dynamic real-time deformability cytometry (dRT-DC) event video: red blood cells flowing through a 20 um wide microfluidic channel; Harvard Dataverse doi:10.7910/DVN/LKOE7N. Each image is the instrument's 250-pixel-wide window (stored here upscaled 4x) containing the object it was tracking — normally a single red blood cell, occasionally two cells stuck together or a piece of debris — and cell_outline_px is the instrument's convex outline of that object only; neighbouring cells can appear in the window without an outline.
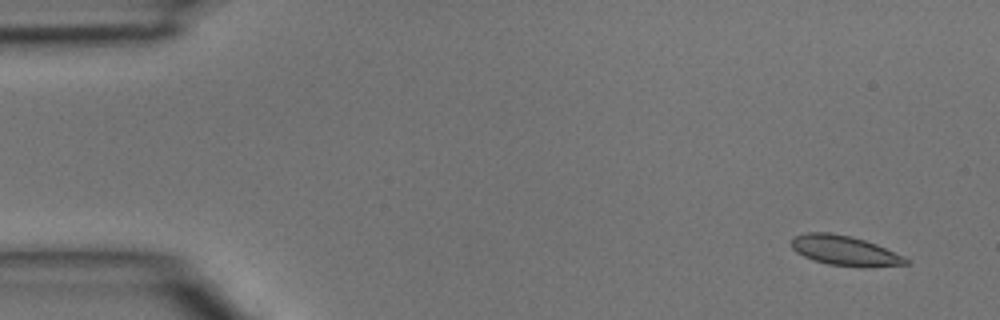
{"species": "common noctule bat (a hibernating species)", "species_latin": "Nyctalus noctula", "temperature_condition": "room temperature", "stored_images_in_passage": 43, "camera_frame_rate_fps": 3000, "um_per_image_px": 0.085, "animal": {"sex": "male", "body_mass_g": 15.6}, "frame": {"image": 1, "passage_image": 1, "time_ms": 0.0, "image_size_px": [1000, 320], "cell_outline_px": [[912, 264], [864, 268], [860, 268], [828, 264], [804, 256], [796, 252], [792, 248], [792, 236], [804, 232], [828, 232], [852, 236], [876, 244], [904, 256]], "centroid_in_image_um": [71.83, 21.31], "position_along_channel_um": 13.2, "area_um2": 20.17}}
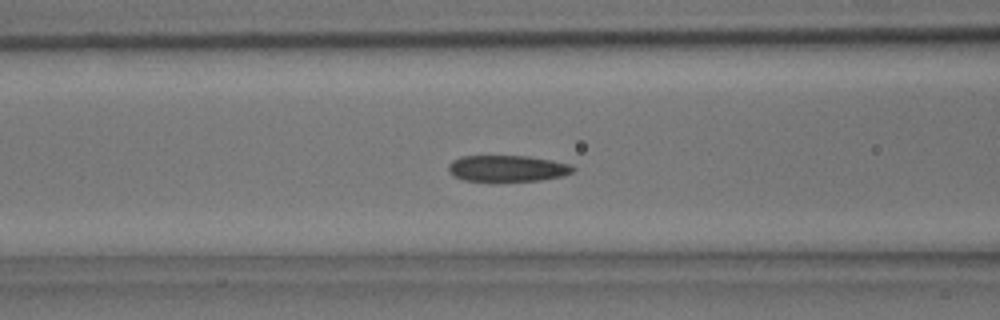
{"frame": {"image": 2, "passage_image": 16, "time_ms": 5.0, "image_size_px": [1000, 320], "cell_outline_px": [[576, 168], [572, 172], [564, 176], [540, 180], [464, 180], [452, 176], [448, 172], [448, 164], [452, 160], [460, 156], [528, 156], [552, 160], [572, 164]], "centroid_in_image_um": [43.13, 14.3], "position_along_channel_um": 123.5, "area_um2": 19.07}}
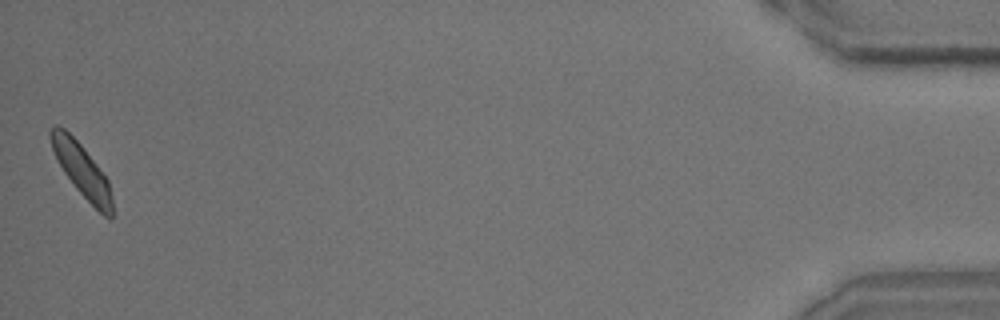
{"frame": {"image": 3, "passage_image": 43, "time_ms": 14.0, "image_size_px": [1000, 320], "cell_outline_px": [[112, 220], [108, 220], [76, 188], [64, 172], [52, 148], [48, 136], [48, 132], [56, 124], [64, 128], [84, 148], [108, 180], [112, 200]], "centroid_in_image_um": [6.95, 14.46], "position_along_channel_um": 428.3, "area_um2": 18.55}}